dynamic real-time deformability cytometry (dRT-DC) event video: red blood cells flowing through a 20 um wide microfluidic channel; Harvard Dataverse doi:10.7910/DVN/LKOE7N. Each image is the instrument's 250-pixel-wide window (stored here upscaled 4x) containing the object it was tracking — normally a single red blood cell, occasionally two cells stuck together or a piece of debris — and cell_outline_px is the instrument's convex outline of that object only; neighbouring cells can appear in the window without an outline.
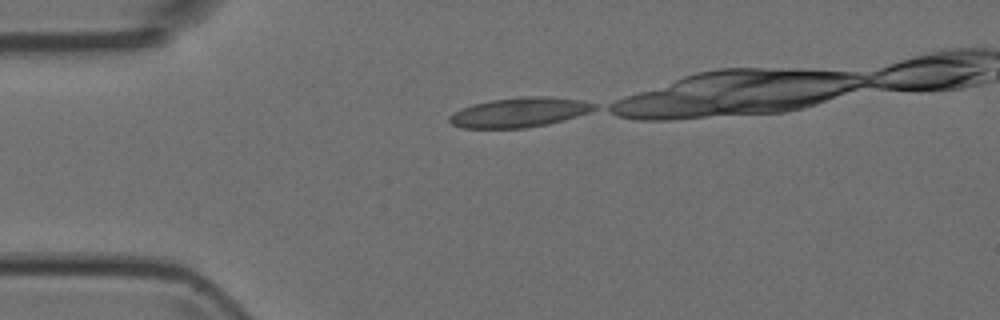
{"species": "Egyptian fruit bat (a non-hibernating species)", "species_latin": "Rousettus aegyptiacus", "temperature_condition": "room temperature", "stored_images_in_passage": 10, "camera_frame_rate_fps": 3000, "um_per_image_px": 0.085, "animal": {"sex": "female"}, "frame": {"image": 1, "passage_image": 1, "time_ms": 0.0, "image_size_px": [1000, 320], "cell_outline_px": [[596, 108], [588, 112], [564, 120], [548, 124], [524, 128], [460, 128], [452, 124], [448, 120], [448, 116], [452, 112], [460, 108], [472, 104], [492, 100], [524, 96], [548, 96], [580, 100], [596, 104]], "centroid_in_image_um": [44.09, 9.55], "position_along_channel_um": 40.9, "area_um2": 25.09}}
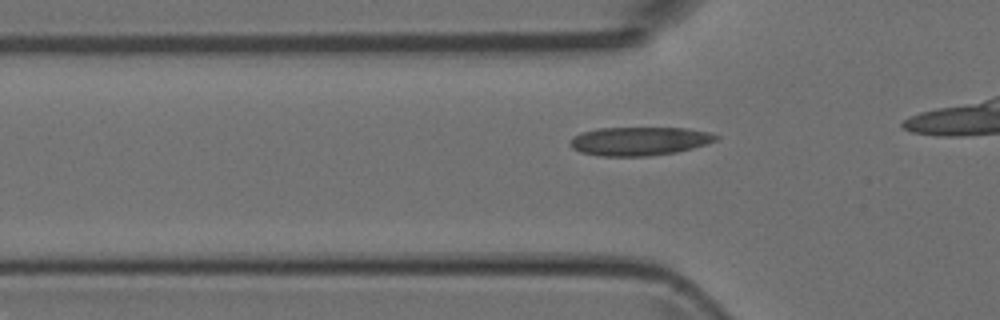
{"frame": {"image": 2, "passage_image": 5, "time_ms": 1.333, "image_size_px": [1000, 320], "cell_outline_px": [[720, 136], [716, 140], [692, 148], [676, 152], [648, 156], [600, 156], [580, 152], [572, 148], [568, 144], [568, 140], [572, 136], [580, 132], [596, 128], [684, 128], [708, 132]], "centroid_in_image_um": [54.25, 11.99], "position_along_channel_um": 71.5, "area_um2": 24.39}}
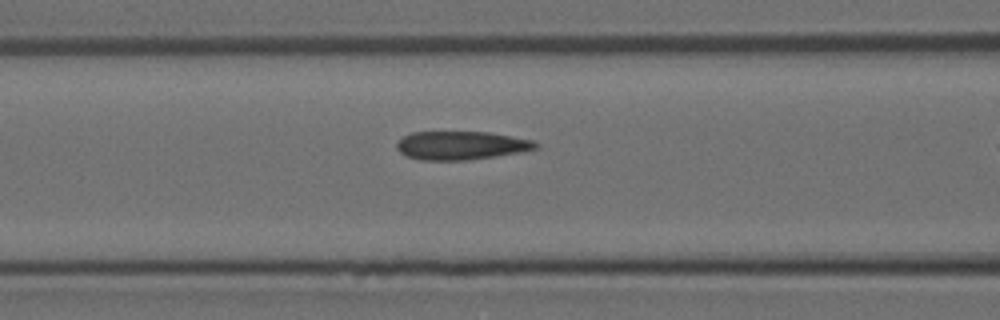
{"frame": {"image": 3, "passage_image": 9, "time_ms": 2.667, "image_size_px": [1000, 320], "cell_outline_px": [[540, 148], [520, 152], [496, 156], [468, 160], [420, 160], [404, 156], [396, 148], [396, 144], [404, 136], [412, 132], [488, 132], [532, 140], [540, 144]], "centroid_in_image_um": [39.19, 12.37], "position_along_channel_um": 127.4, "area_um2": 23.12}}